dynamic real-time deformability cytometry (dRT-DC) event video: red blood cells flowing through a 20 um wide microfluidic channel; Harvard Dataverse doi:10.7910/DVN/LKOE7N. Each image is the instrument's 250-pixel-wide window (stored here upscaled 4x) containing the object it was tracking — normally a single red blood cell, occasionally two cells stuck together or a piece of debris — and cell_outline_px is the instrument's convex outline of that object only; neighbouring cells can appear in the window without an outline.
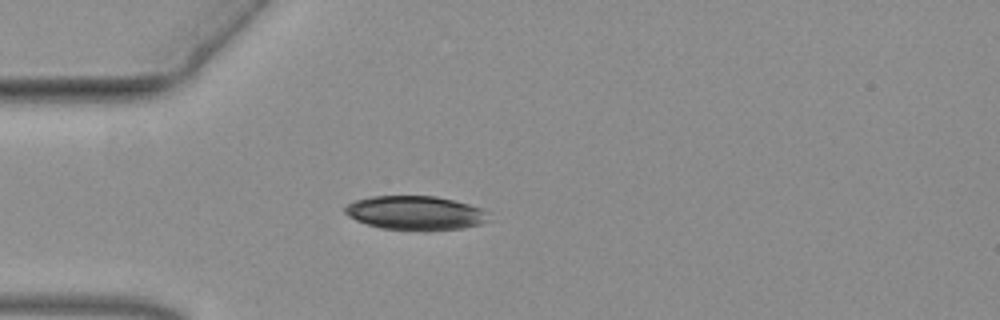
{"species": "common noctule bat (a hibernating species)", "species_latin": "Nyctalus noctula", "temperature_condition": "warm", "stored_images_in_passage": 42, "camera_frame_rate_fps": 3000, "um_per_image_px": 0.085, "animal": {"sex": "female", "body_mass_g": 19.3, "forearm_length_mm": 54.1}, "frame": {"image": 1, "passage_image": 1, "time_ms": 0.0, "image_size_px": [1000, 320], "cell_outline_px": [[488, 220], [484, 224], [464, 228], [424, 232], [380, 228], [356, 220], [348, 216], [344, 212], [344, 208], [348, 204], [356, 200], [372, 196], [436, 196], [468, 204], [480, 208], [488, 212]], "centroid_in_image_um": [35.33, 18.12], "position_along_channel_um": 49.7, "area_um2": 28.9}}
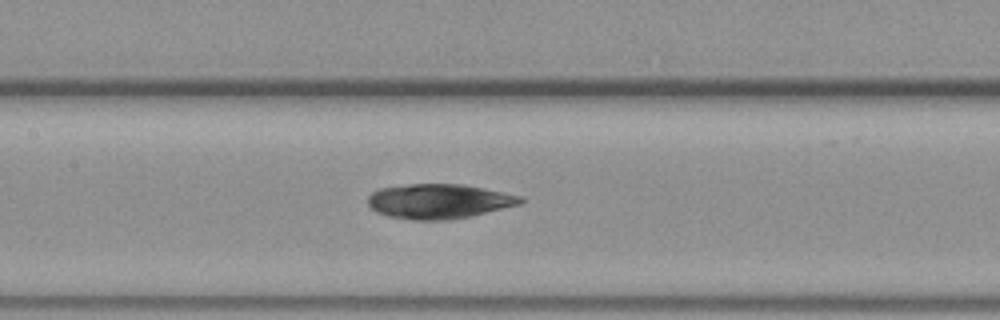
{"frame": {"image": 2, "passage_image": 12, "time_ms": 3.667, "image_size_px": [1000, 320], "cell_outline_px": [[524, 200], [520, 204], [472, 216], [448, 220], [416, 220], [384, 216], [376, 212], [368, 204], [368, 196], [372, 192], [380, 188], [408, 184], [460, 184], [524, 196]], "centroid_in_image_um": [37.29, 17.12], "position_along_channel_um": 170.1, "area_um2": 30.92}}
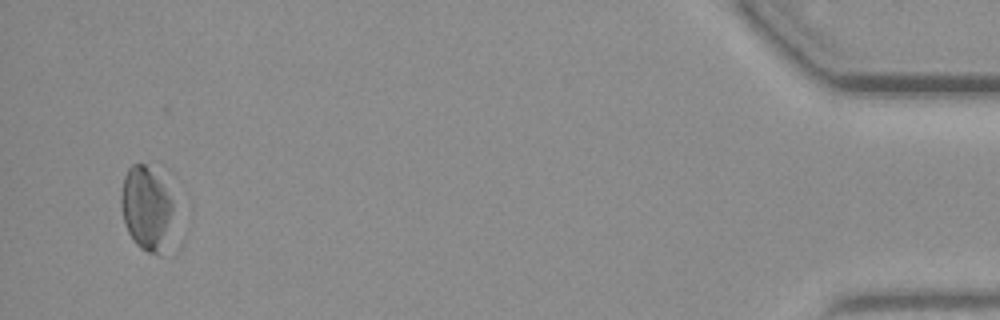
{"frame": {"image": 3, "passage_image": 40, "time_ms": 13.0, "image_size_px": [1000, 320], "cell_outline_px": [[180, 208], [164, 252], [160, 256], [148, 252], [140, 248], [136, 244], [128, 232], [124, 224], [120, 204], [120, 196], [124, 176], [128, 168], [132, 164], [144, 164], [160, 172]], "centroid_in_image_um": [12.58, 17.7], "position_along_channel_um": 422.6, "area_um2": 27.8}}